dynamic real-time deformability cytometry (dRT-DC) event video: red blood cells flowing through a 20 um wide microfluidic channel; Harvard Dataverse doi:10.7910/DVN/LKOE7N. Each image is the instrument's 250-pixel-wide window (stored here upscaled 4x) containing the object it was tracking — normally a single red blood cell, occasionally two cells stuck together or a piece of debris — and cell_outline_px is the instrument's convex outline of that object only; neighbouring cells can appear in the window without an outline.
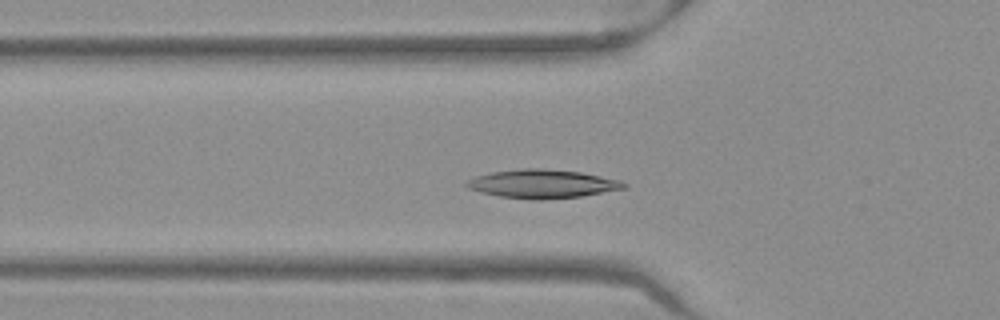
{"species": "Egyptian fruit bat (a non-hibernating species)", "species_latin": "Rousettus aegyptiacus", "temperature_condition": "warm", "stored_images_in_passage": 46, "camera_frame_rate_fps": 3000, "um_per_image_px": 0.085, "frame": {"image": 1, "passage_image": 12, "time_ms": 3.667, "image_size_px": [1000, 320], "cell_outline_px": [[628, 188], [580, 196], [544, 200], [532, 200], [500, 196], [480, 192], [468, 188], [464, 184], [468, 180], [476, 176], [492, 172], [524, 168], [540, 168], [580, 172], [620, 180], [628, 184]], "centroid_in_image_um": [46.11, 15.63], "position_along_channel_um": 79.7, "area_um2": 26.18}}
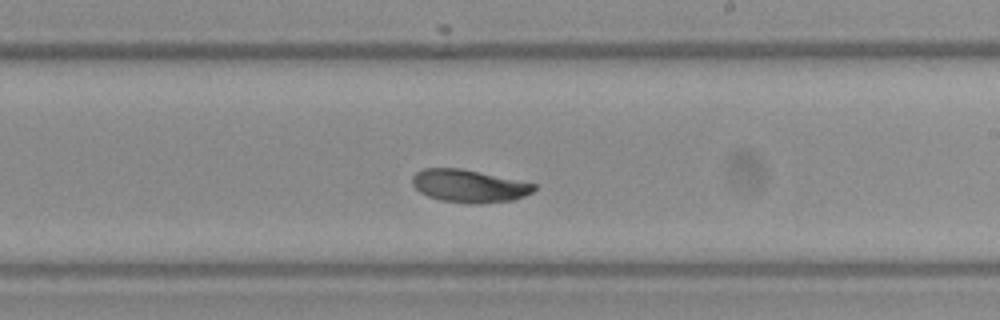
{"frame": {"image": 2, "passage_image": 25, "time_ms": 8.0, "image_size_px": [1000, 320], "cell_outline_px": [[536, 188], [532, 192], [524, 196], [512, 200], [480, 204], [440, 200], [428, 196], [420, 192], [412, 184], [412, 176], [416, 172], [424, 168], [460, 168], [536, 184]], "centroid_in_image_um": [39.85, 15.81], "position_along_channel_um": 249.2, "area_um2": 23.0}}
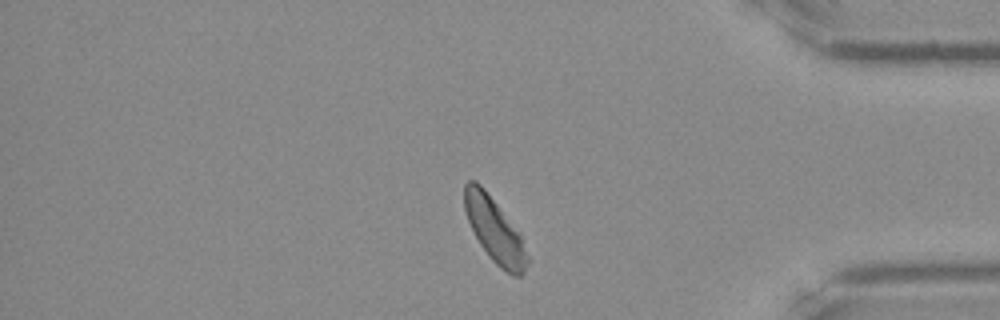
{"frame": {"image": 3, "passage_image": 38, "time_ms": 12.333, "image_size_px": [1000, 320], "cell_outline_px": [[528, 264], [520, 276], [512, 276], [504, 272], [492, 260], [480, 244], [468, 220], [464, 208], [464, 184], [468, 180], [476, 180], [484, 188], [520, 236], [528, 256]], "centroid_in_image_um": [42.01, 19.57], "position_along_channel_um": 393.2, "area_um2": 22.95}, "authors_computed_cell_mechanics": {"area_um2": 23.987, "velocity_mm_per_s": 3.9001, "shape_relaxation_time_tau1_ms": 5.2668, "shape_relaxation_time_tau2_ms": 2.3589, "deformation_change_tau1": 0.1525, "deformation_change_tau2": 0.0578}}